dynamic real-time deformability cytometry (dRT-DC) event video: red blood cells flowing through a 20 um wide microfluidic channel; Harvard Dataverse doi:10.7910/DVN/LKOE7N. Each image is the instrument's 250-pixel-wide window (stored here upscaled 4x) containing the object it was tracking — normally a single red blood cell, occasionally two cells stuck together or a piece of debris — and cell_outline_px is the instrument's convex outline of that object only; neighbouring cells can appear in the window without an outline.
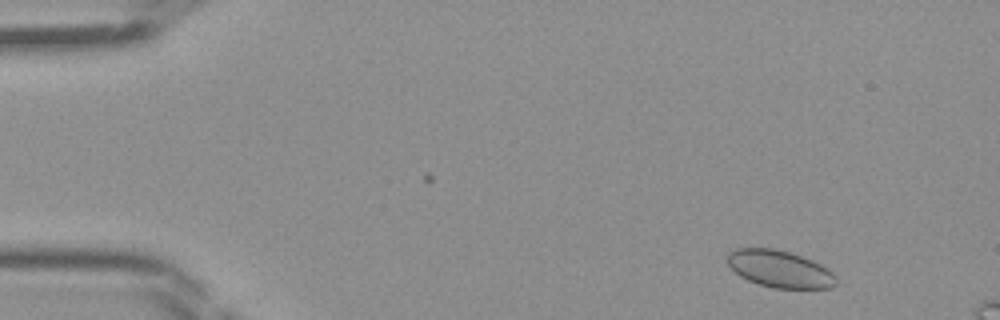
{"species": "Egyptian fruit bat (a non-hibernating species)", "species_latin": "Rousettus aegyptiacus", "temperature_condition": "room temperature", "stored_images_in_passage": 44, "segment_of_instrument_passage": [1, 2], "camera_frame_rate_fps": 3000, "um_per_image_px": 0.085, "frame": {"image": 1, "passage_image": 2, "time_ms": 0.333, "image_size_px": [1000, 320], "cell_outline_px": [[836, 284], [832, 288], [772, 288], [748, 280], [740, 276], [728, 264], [728, 252], [736, 248], [776, 248], [812, 260], [828, 268], [836, 276]], "centroid_in_image_um": [66.29, 22.86], "position_along_channel_um": 18.7, "area_um2": 23.41}}
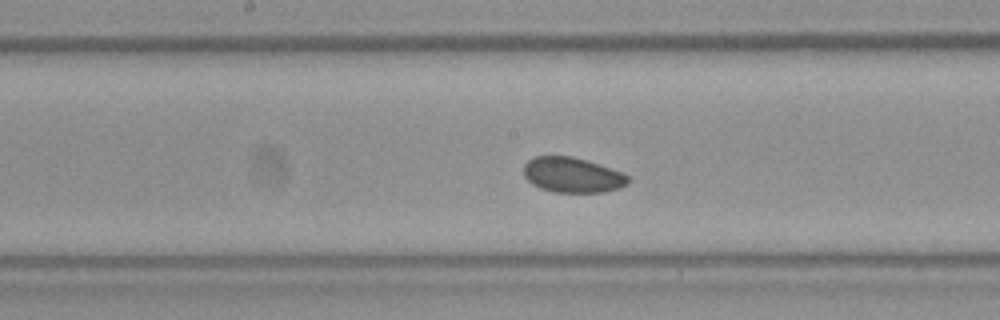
{"frame": {"image": 2, "passage_image": 21, "time_ms": 6.667, "image_size_px": [1000, 320], "cell_outline_px": [[628, 184], [620, 188], [604, 192], [556, 192], [540, 188], [532, 184], [524, 176], [524, 164], [532, 156], [572, 156], [588, 160], [600, 164], [620, 172], [628, 176]], "centroid_in_image_um": [48.64, 14.86], "position_along_channel_um": 199.6, "area_um2": 21.44}}
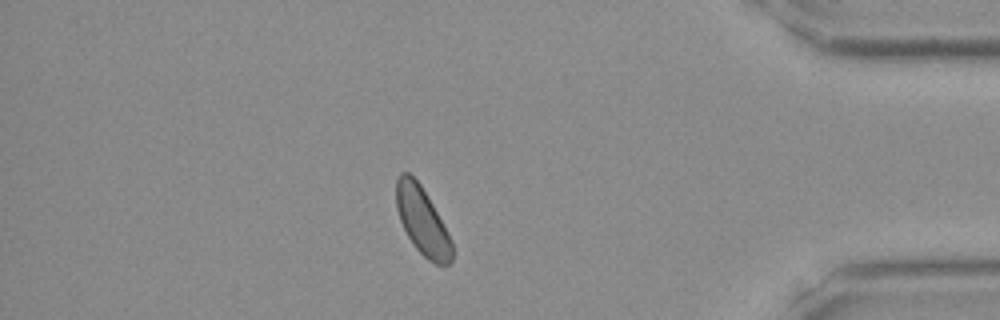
{"frame": {"image": 3, "passage_image": 37, "time_ms": 12.0, "image_size_px": [1000, 320], "cell_outline_px": [[452, 260], [448, 264], [436, 264], [428, 260], [416, 248], [408, 236], [400, 220], [396, 208], [396, 180], [400, 172], [408, 172], [420, 184], [432, 204], [448, 232], [452, 240]], "centroid_in_image_um": [35.88, 18.77], "position_along_channel_um": 399.3, "area_um2": 21.68}}